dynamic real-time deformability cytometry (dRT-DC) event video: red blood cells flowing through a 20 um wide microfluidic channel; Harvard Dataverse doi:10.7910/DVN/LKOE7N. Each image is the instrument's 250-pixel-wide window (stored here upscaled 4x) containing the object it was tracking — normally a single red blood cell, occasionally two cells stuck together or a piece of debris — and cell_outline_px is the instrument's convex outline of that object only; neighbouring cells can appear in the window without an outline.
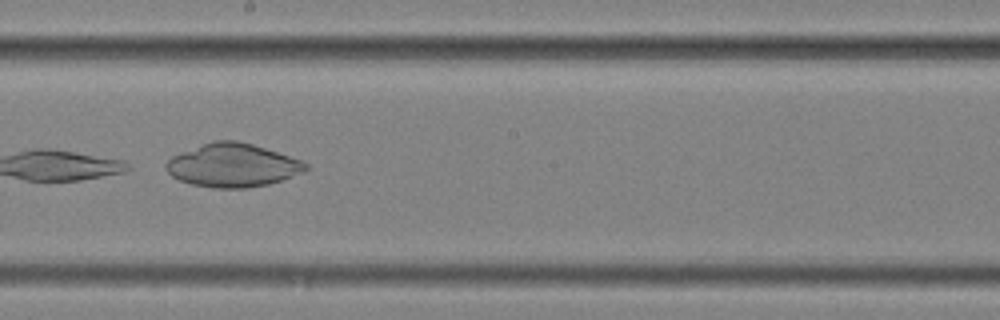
{"species": "common noctule bat (a hibernating species)", "species_latin": "Nyctalus noctula", "temperature_condition": "cold", "stored_images_in_passage": 10, "camera_frame_rate_fps": 3000, "um_per_image_px": 0.085, "animal": {"sex": "female", "body_mass_g": 25.1}, "frame": {"image": 1, "passage_image": 9, "time_ms": 2.667, "image_size_px": [1000, 320], "cell_outline_px": [[308, 168], [304, 172], [268, 184], [248, 188], [212, 188], [192, 184], [180, 180], [172, 176], [164, 168], [164, 164], [172, 156], [180, 152], [212, 140], [236, 140], [252, 144], [300, 160], [308, 164]], "centroid_in_image_um": [19.73, 14.05], "position_along_channel_um": 228.5, "area_um2": 35.2}}